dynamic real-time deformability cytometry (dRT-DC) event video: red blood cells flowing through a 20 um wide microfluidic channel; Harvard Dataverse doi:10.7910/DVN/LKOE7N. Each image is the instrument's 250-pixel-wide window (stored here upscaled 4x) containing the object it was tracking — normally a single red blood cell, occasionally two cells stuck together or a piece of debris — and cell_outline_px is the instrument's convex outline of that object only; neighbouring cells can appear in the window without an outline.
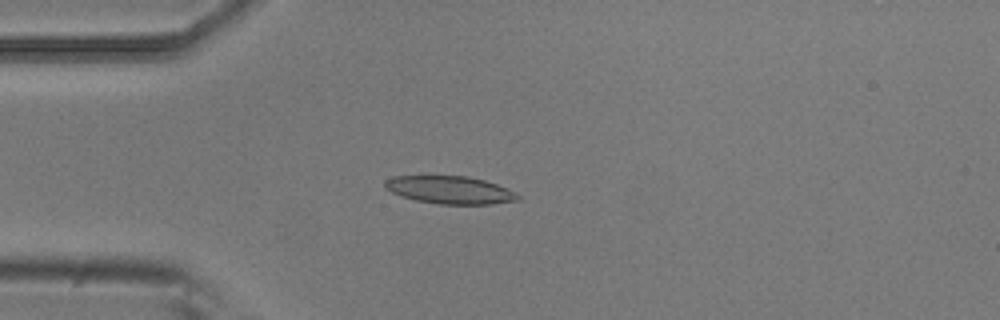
{"species": "common noctule bat (a hibernating species)", "species_latin": "Nyctalus noctula", "temperature_condition": "room temperature", "stored_images_in_passage": 4, "camera_frame_rate_fps": 3000, "um_per_image_px": 0.085, "animal": {"sex": "male", "body_mass_g": 20.5, "forearm_length_mm": 52.5}, "frame": {"image": 1, "passage_image": 4, "time_ms": 1.0, "image_size_px": [1000, 320], "cell_outline_px": [[520, 200], [492, 204], [440, 204], [416, 200], [392, 192], [384, 188], [384, 180], [392, 176], [468, 176], [484, 180], [496, 184], [520, 196]], "centroid_in_image_um": [38.21, 16.14], "position_along_channel_um": 46.8, "area_um2": 21.27}}